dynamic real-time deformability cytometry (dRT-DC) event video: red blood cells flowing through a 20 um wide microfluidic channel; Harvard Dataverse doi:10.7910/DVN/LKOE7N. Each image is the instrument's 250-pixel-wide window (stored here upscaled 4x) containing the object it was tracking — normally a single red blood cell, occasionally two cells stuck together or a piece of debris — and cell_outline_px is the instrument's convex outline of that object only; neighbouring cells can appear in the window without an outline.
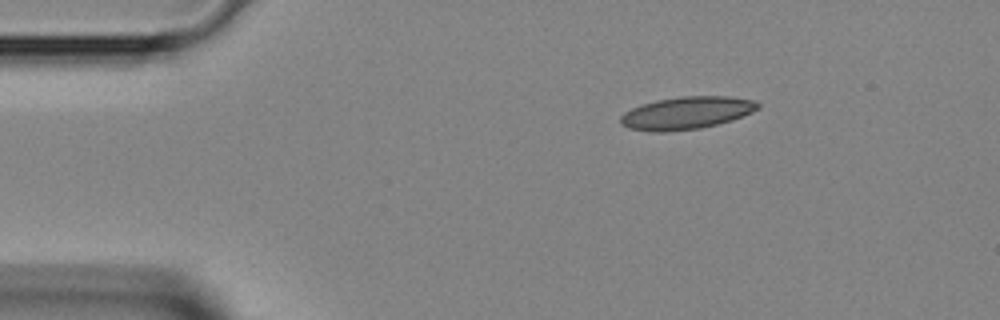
{"species": "Egyptian fruit bat (a non-hibernating species)", "species_latin": "Rousettus aegyptiacus", "temperature_condition": "room temperature", "stored_images_in_passage": 37, "camera_frame_rate_fps": 3000, "um_per_image_px": 0.085, "animal": {"sex": "female"}, "frame": {"image": 1, "passage_image": 1, "time_ms": 0.0, "image_size_px": [1000, 320], "cell_outline_px": [[760, 108], [752, 112], [732, 120], [700, 128], [664, 132], [652, 132], [628, 128], [620, 124], [620, 116], [624, 112], [632, 108], [656, 100], [680, 96], [728, 96], [756, 100], [760, 104]], "centroid_in_image_um": [58.36, 9.6], "position_along_channel_um": 26.6, "area_um2": 26.13}}
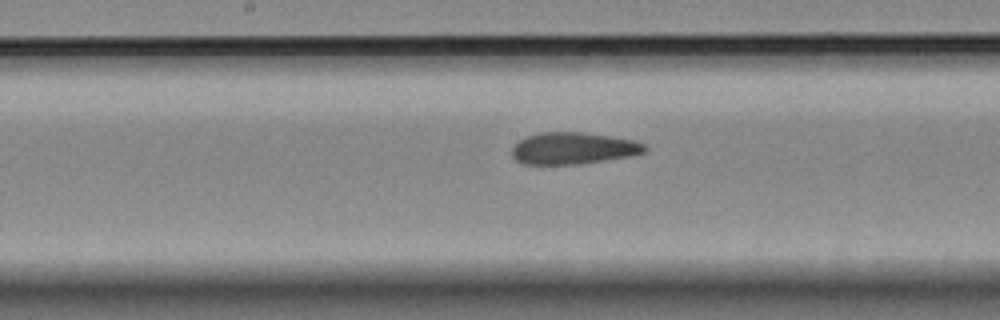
{"frame": {"image": 2, "passage_image": 16, "time_ms": 5.0, "image_size_px": [1000, 320], "cell_outline_px": [[648, 148], [644, 152], [632, 156], [580, 164], [520, 164], [512, 156], [512, 148], [524, 136], [540, 132], [584, 132], [632, 140], [644, 144]], "centroid_in_image_um": [48.7, 12.61], "position_along_channel_um": 199.5, "area_um2": 24.68}}
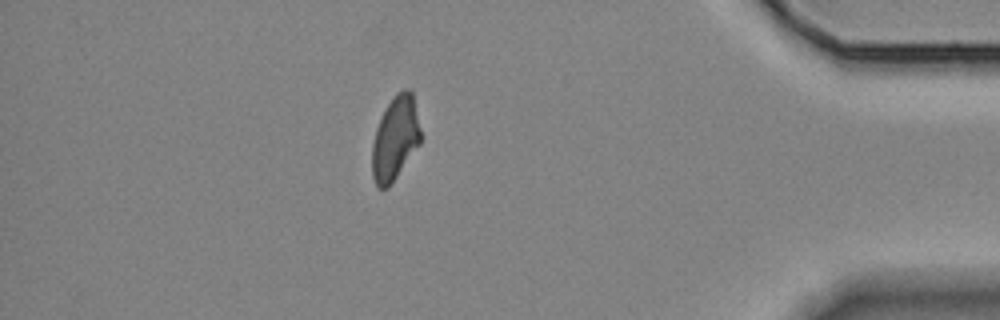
{"frame": {"image": 3, "passage_image": 32, "time_ms": 10.333, "image_size_px": [1000, 320], "cell_outline_px": [[420, 144], [388, 188], [380, 188], [376, 184], [372, 176], [372, 144], [376, 128], [388, 104], [396, 92], [404, 88], [408, 88], [412, 92], [420, 128]], "centroid_in_image_um": [33.59, 11.76], "position_along_channel_um": 401.6, "area_um2": 23.47}}